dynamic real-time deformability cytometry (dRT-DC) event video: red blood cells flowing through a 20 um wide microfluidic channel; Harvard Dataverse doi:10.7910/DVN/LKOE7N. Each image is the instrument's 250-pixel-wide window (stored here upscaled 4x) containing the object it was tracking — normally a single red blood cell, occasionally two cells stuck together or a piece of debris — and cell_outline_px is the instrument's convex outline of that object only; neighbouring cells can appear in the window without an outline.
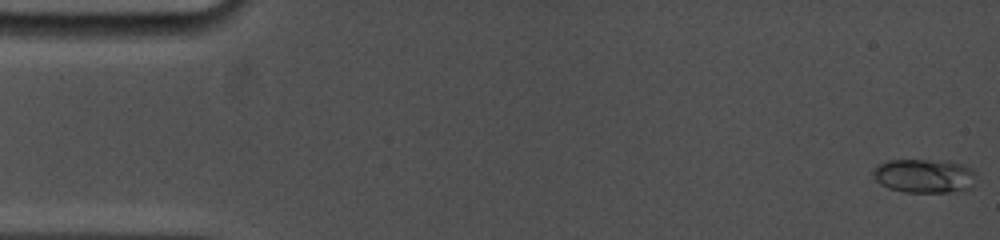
{"species": "common noctule bat (a hibernating species)", "species_latin": "Nyctalus noctula", "temperature_condition": "cold", "stored_images_in_passage": 31, "camera_frame_rate_fps": 5000, "um_per_image_px": 0.085, "animal": {"sex": "female", "body_mass_g": 19.0, "forearm_length_mm": 53.3}, "frame": {"image": 1, "passage_image": 1, "time_ms": 0.0, "image_size_px": [1000, 240], "cell_outline_px": [[976, 172], [972, 188], [964, 192], [904, 192], [888, 188], [880, 184], [872, 176], [872, 168], [888, 160], [948, 160], [972, 168]], "centroid_in_image_um": [78.59, 14.96], "position_along_channel_um": 6.4, "area_um2": 20.87}}
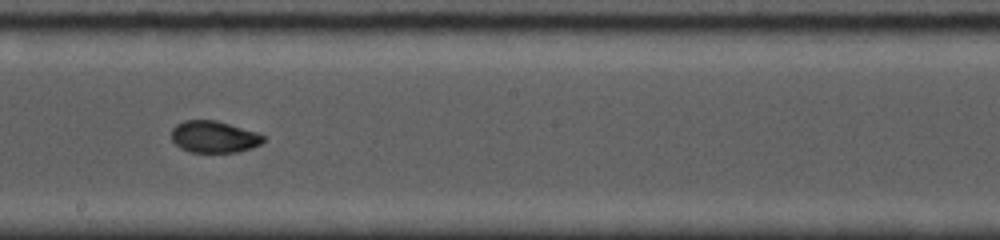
{"frame": {"image": 2, "passage_image": 19, "time_ms": 9.4, "image_size_px": [1000, 240], "cell_outline_px": [[264, 140], [260, 144], [252, 148], [236, 152], [188, 152], [180, 148], [172, 140], [172, 128], [176, 124], [184, 120], [216, 120], [256, 132], [264, 136]], "centroid_in_image_um": [18.16, 11.63], "position_along_channel_um": 230.0, "area_um2": 16.99}}
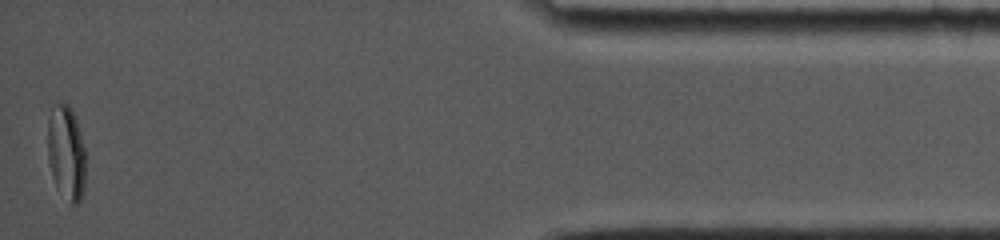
{"frame": {"image": 3, "passage_image": 31, "time_ms": 16.2, "image_size_px": [1000, 240], "cell_outline_px": [[84, 188], [80, 200], [76, 204], [72, 204], [56, 184], [52, 176], [48, 160], [48, 116], [52, 104], [60, 100], [68, 104], [76, 116], [84, 148]], "centroid_in_image_um": [5.61, 12.86], "position_along_channel_um": 429.6, "area_um2": 20.87}, "authors_computed_cell_mechanics": {"area_um2": 17.7446, "velocity_mm_per_s": 3.7934, "shape_relaxation_time_tau1_ms": 9.3998, "shape_relaxation_time_tau2_ms": null, "deformation_change_tau1": 0.2204, "deformation_change_tau2": null}}